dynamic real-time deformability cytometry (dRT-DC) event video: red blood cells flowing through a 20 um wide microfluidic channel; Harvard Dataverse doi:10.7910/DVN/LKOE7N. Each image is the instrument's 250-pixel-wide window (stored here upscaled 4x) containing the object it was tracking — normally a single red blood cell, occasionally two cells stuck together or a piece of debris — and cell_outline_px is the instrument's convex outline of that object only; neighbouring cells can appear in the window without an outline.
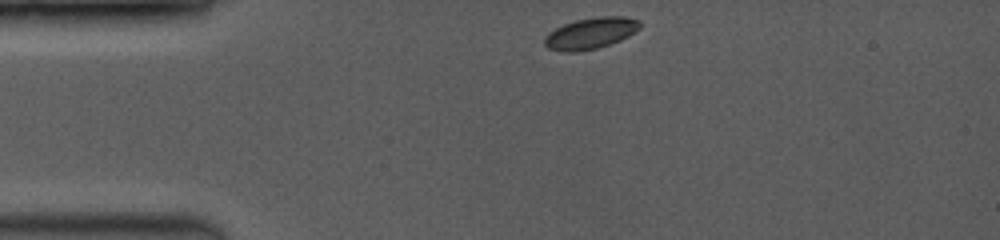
{"species": "common noctule bat (a hibernating species)", "species_latin": "Nyctalus noctula", "temperature_condition": "room temperature", "stored_images_in_passage": 48, "camera_frame_rate_fps": 3500, "um_per_image_px": 0.085, "animal": {"sex": "female", "body_mass_g": 19.0, "forearm_length_mm": 53.3}, "frame": {"image": 1, "passage_image": 1, "time_ms": 0.0, "image_size_px": [1000, 240], "cell_outline_px": [[640, 28], [628, 36], [620, 40], [596, 48], [572, 52], [564, 52], [548, 48], [544, 44], [544, 36], [548, 32], [564, 24], [576, 20], [596, 16], [624, 16], [636, 20], [640, 24]], "centroid_in_image_um": [50.16, 2.82], "position_along_channel_um": 34.8, "area_um2": 17.22}}
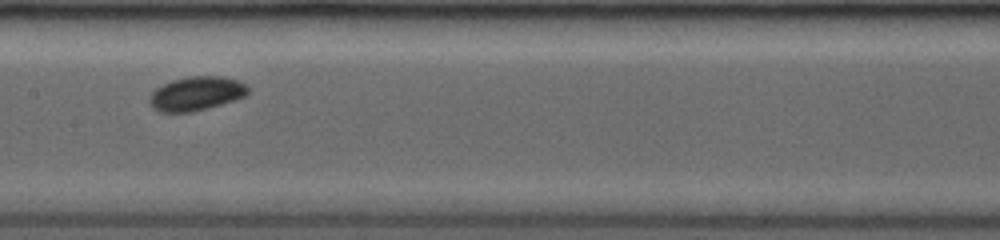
{"frame": {"image": 2, "passage_image": 20, "time_ms": 4.857, "image_size_px": [1000, 240], "cell_outline_px": [[248, 92], [244, 96], [236, 100], [192, 112], [160, 112], [152, 108], [148, 100], [148, 96], [156, 88], [172, 80], [188, 76], [220, 76], [236, 80], [244, 84], [248, 88]], "centroid_in_image_um": [16.64, 7.96], "position_along_channel_um": 190.8, "area_um2": 19.48}}
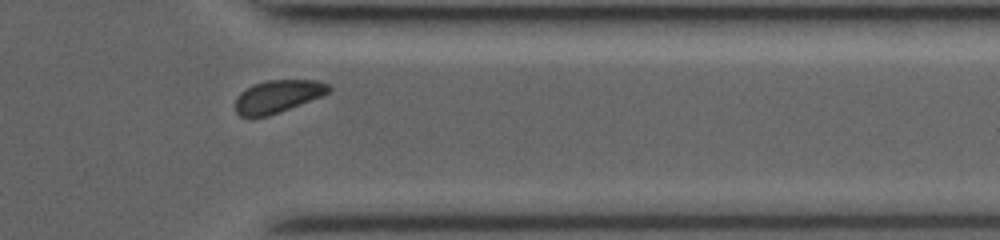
{"frame": {"image": 3, "passage_image": 41, "time_ms": 9.714, "image_size_px": [1000, 240], "cell_outline_px": [[332, 88], [328, 92], [320, 96], [280, 112], [268, 116], [252, 120], [240, 116], [236, 112], [236, 96], [240, 92], [252, 84], [268, 80], [316, 80], [328, 84]], "centroid_in_image_um": [23.54, 8.22], "position_along_channel_um": 387.9, "area_um2": 17.98}, "authors_computed_cell_mechanics": {"area_um2": 18.2648, "velocity_mm_per_s": 4.0426, "shape_relaxation_time_tau1_ms": 3.5572, "shape_relaxation_time_tau2_ms": null, "deformation_change_tau1": 0.1191, "deformation_change_tau2": null}}